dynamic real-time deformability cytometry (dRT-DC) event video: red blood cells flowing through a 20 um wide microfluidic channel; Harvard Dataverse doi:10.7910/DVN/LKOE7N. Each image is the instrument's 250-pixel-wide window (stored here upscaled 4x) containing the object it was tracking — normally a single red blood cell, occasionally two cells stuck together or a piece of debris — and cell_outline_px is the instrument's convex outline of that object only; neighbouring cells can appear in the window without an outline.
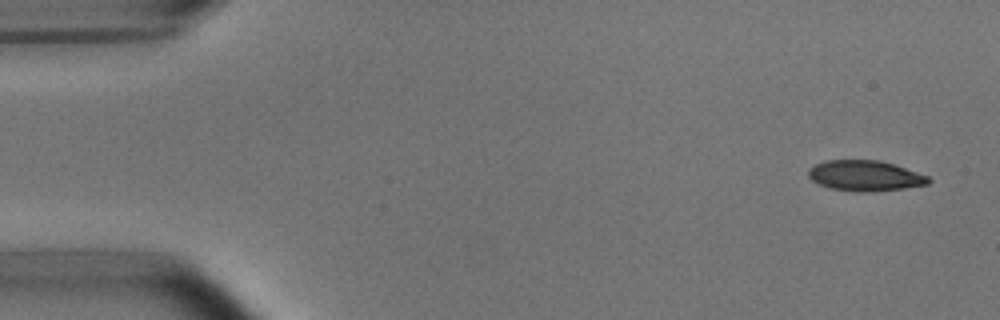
{"species": "common noctule bat (a hibernating species)", "species_latin": "Nyctalus noctula", "temperature_condition": "room temperature", "stored_images_in_passage": 5, "camera_frame_rate_fps": 3000, "um_per_image_px": 0.085, "animal": {"sex": "male", "body_mass_g": 15.6}, "frame": {"image": 1, "passage_image": 1, "time_ms": 0.0, "image_size_px": [1000, 320], "cell_outline_px": [[932, 180], [928, 184], [904, 188], [864, 192], [856, 192], [832, 188], [820, 184], [812, 180], [808, 176], [808, 168], [824, 160], [880, 160], [928, 176]], "centroid_in_image_um": [73.5, 14.93], "position_along_channel_um": 11.5, "area_um2": 21.15}}
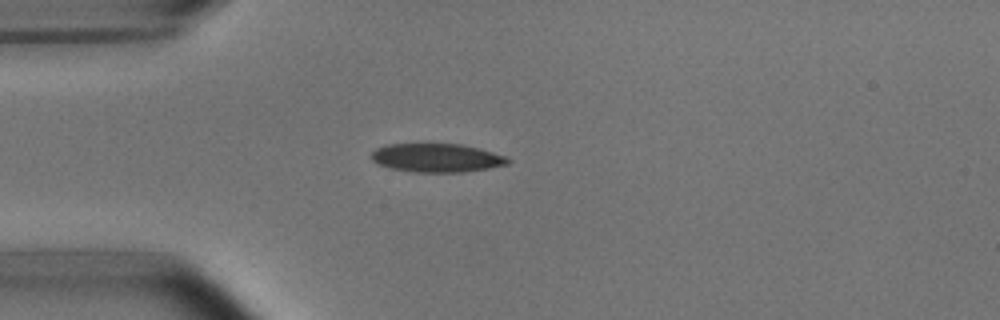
{"frame": {"image": 2, "passage_image": 4, "time_ms": 1.0, "image_size_px": [1000, 320], "cell_outline_px": [[512, 160], [508, 164], [488, 168], [460, 172], [416, 172], [392, 168], [380, 164], [372, 160], [368, 156], [376, 148], [388, 144], [460, 144], [480, 148], [508, 156]], "centroid_in_image_um": [37.15, 13.41], "position_along_channel_um": 47.8, "area_um2": 22.77}}